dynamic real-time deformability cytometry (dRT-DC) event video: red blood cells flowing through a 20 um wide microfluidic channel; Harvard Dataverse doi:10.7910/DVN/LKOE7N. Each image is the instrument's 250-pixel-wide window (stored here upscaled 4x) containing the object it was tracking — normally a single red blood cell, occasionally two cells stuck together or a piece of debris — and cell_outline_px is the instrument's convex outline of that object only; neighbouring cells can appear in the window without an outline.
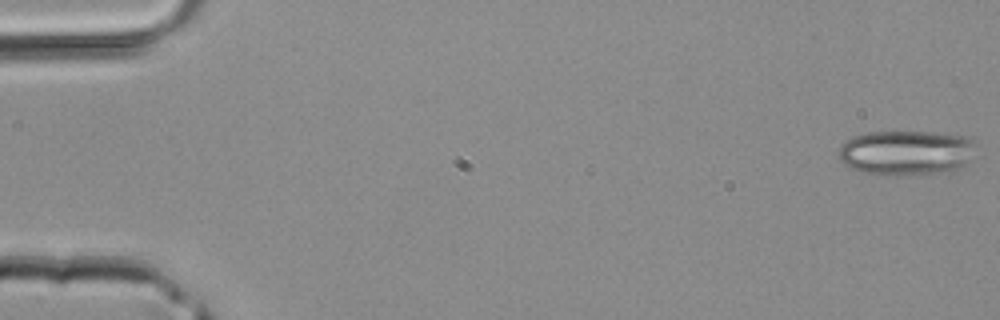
{"species": "common noctule bat (a hibernating species)", "species_latin": "Nyctalus noctula", "temperature_condition": "room temperature", "stored_images_in_passage": 9, "camera_frame_rate_fps": 3000, "um_per_image_px": 0.085, "animal": {"sex": "male", "body_mass_g": 20.4}, "frame": {"image": 1, "passage_image": 1, "time_ms": 0.0, "image_size_px": [1000, 320], "cell_outline_px": [[972, 144], [964, 164], [952, 172], [884, 176], [876, 176], [852, 168], [844, 164], [836, 156], [840, 144], [852, 136], [868, 132], [928, 132], [968, 136], [972, 140]], "centroid_in_image_um": [76.89, 12.99], "position_along_channel_um": 8.1, "area_um2": 35.89}}